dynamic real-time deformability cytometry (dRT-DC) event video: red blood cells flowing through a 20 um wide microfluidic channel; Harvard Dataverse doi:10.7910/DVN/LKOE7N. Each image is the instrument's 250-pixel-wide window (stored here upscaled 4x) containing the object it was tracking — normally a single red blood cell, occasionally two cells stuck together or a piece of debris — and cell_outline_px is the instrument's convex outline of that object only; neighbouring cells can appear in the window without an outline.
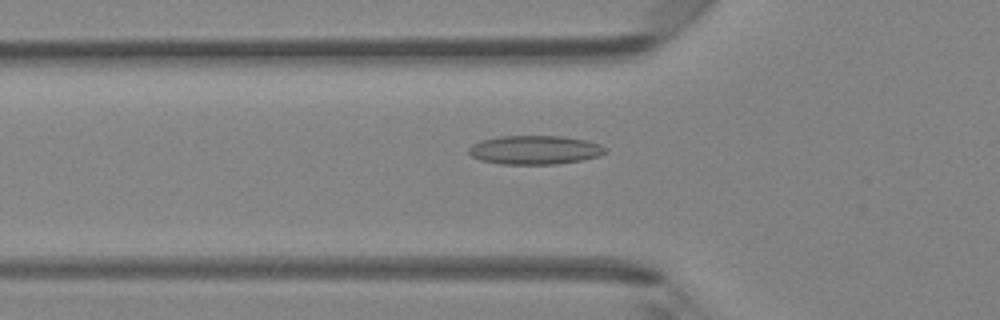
{"species": "Egyptian fruit bat (a non-hibernating species)", "species_latin": "Rousettus aegyptiacus", "temperature_condition": "room temperature", "stored_images_in_passage": 33, "camera_frame_rate_fps": 3000, "um_per_image_px": 0.085, "animal": {"sex": "female"}, "frame": {"image": 1, "passage_image": 6, "time_ms": 1.667, "image_size_px": [1000, 320], "cell_outline_px": [[608, 152], [600, 156], [580, 160], [556, 164], [500, 164], [480, 160], [472, 156], [468, 152], [468, 148], [472, 144], [480, 140], [500, 136], [560, 136], [588, 140], [600, 144], [608, 148]], "centroid_in_image_um": [45.48, 12.74], "position_along_channel_um": 80.3, "area_um2": 23.18}}
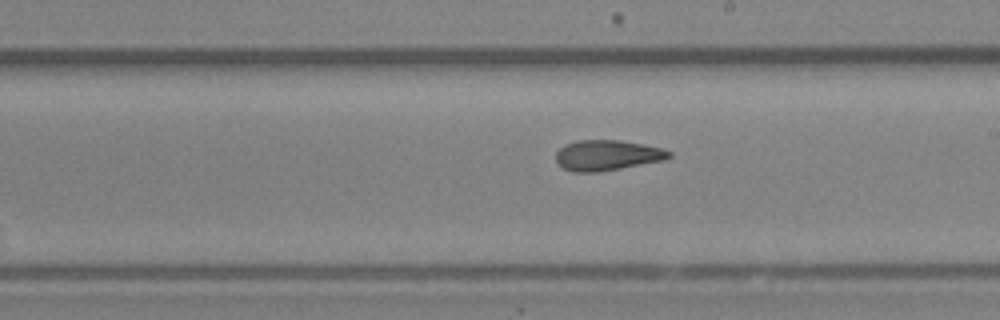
{"frame": {"image": 2, "passage_image": 17, "time_ms": 5.333, "image_size_px": [1000, 320], "cell_outline_px": [[672, 156], [664, 160], [600, 172], [572, 172], [556, 164], [556, 152], [564, 144], [576, 140], [620, 140], [660, 148], [672, 152]], "centroid_in_image_um": [51.56, 13.2], "position_along_channel_um": 237.4, "area_um2": 20.11}}
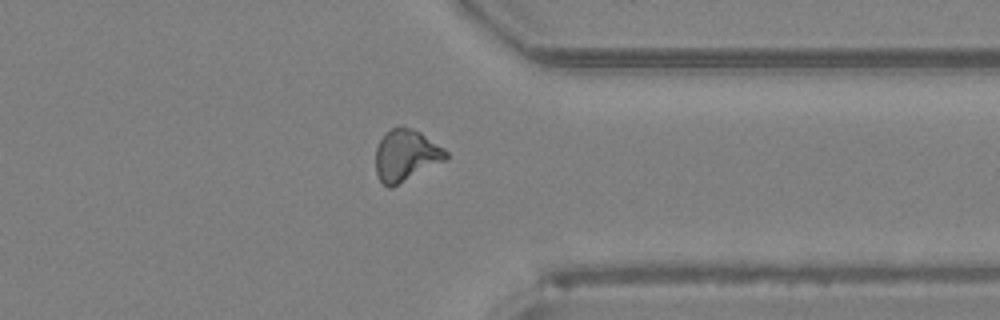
{"frame": {"image": 3, "passage_image": 27, "time_ms": 8.667, "image_size_px": [1000, 320], "cell_outline_px": [[448, 160], [392, 188], [388, 188], [380, 180], [376, 172], [376, 148], [384, 132], [392, 128], [412, 128], [420, 132], [444, 148], [448, 152]], "centroid_in_image_um": [34.53, 13.24], "position_along_channel_um": 376.9, "area_um2": 21.33}, "authors_computed_cell_mechanics": {"area_um2": 20.2878, "velocity_mm_per_s": 4.2852, "shape_relaxation_time_tau1_ms": null, "shape_relaxation_time_tau2_ms": 3.0335, "deformation_change_tau1": null, "deformation_change_tau2": 0.1096}}